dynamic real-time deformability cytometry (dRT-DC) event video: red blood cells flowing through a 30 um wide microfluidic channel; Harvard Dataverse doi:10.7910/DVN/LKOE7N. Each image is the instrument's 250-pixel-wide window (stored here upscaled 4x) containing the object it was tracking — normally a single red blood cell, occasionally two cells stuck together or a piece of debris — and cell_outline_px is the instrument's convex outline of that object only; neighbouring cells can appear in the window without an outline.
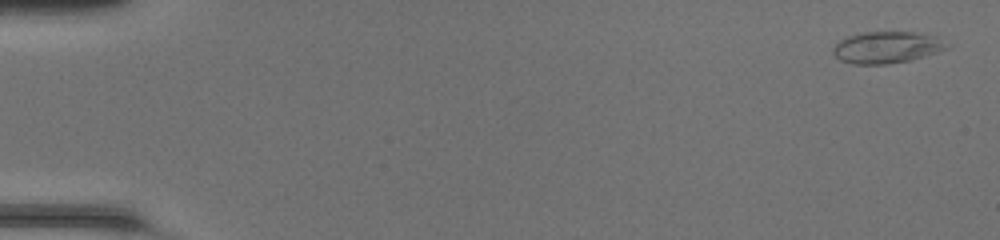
{"species": "common noctule bat (a hibernating species)", "species_latin": "Nyctalus noctula", "temperature_condition": "room temperature", "stored_images_in_passage": 49, "camera_frame_rate_fps": 3000, "um_per_image_px": 0.085, "animal": {"sex": "female", "body_mass_g": 20.0, "forearm_length_mm": 54.0}, "frame": {"image": 1, "passage_image": 2, "time_ms": 0.333, "image_size_px": [1000, 240], "cell_outline_px": [[948, 48], [924, 56], [908, 60], [888, 64], [852, 64], [840, 60], [832, 52], [832, 48], [840, 40], [848, 36], [860, 32], [912, 32], [936, 36]], "centroid_in_image_um": [75.3, 4.02], "position_along_channel_um": 9.7, "area_um2": 20.69}}
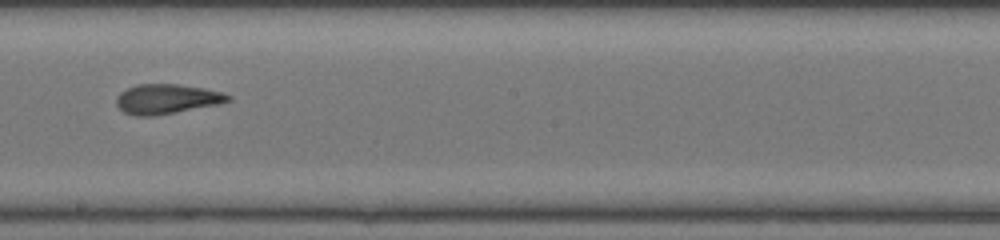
{"frame": {"image": 2, "passage_image": 29, "time_ms": 9.333, "image_size_px": [1000, 240], "cell_outline_px": [[232, 100], [216, 104], [176, 112], [152, 116], [136, 116], [124, 112], [116, 104], [116, 96], [120, 92], [136, 84], [176, 84], [204, 88], [224, 92], [232, 96]], "centroid_in_image_um": [14.17, 8.4], "position_along_channel_um": 234.0, "area_um2": 19.31}}
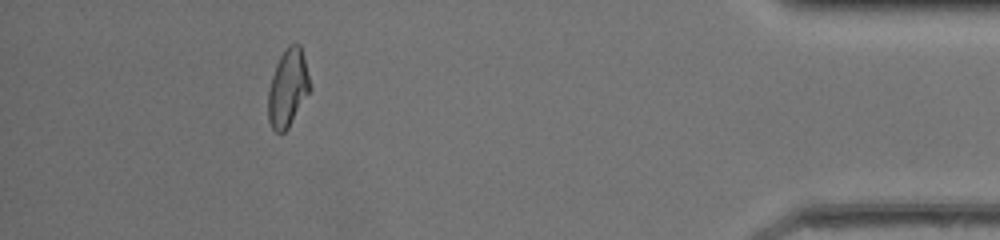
{"frame": {"image": 3, "passage_image": 45, "time_ms": 14.667, "image_size_px": [1000, 240], "cell_outline_px": [[312, 88], [288, 128], [284, 132], [276, 132], [272, 128], [268, 120], [268, 88], [276, 64], [280, 56], [288, 44], [300, 44]], "centroid_in_image_um": [24.46, 7.48], "position_along_channel_um": 410.7, "area_um2": 18.9}, "authors_computed_cell_mechanics": {"area_um2": 19.4786, "velocity_mm_per_s": 4.3059, "shape_relaxation_time_tau1_ms": 11.2409, "shape_relaxation_time_tau2_ms": 2.3843, "deformation_change_tau1": 0.3424, "deformation_change_tau2": 0.1107}}